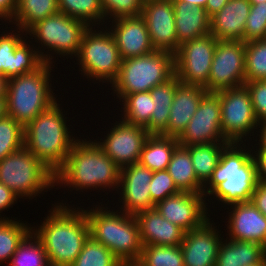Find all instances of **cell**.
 Listing matches in <instances>:
<instances>
[{
  "instance_id": "49",
  "label": "cell",
  "mask_w": 266,
  "mask_h": 266,
  "mask_svg": "<svg viewBox=\"0 0 266 266\" xmlns=\"http://www.w3.org/2000/svg\"><path fill=\"white\" fill-rule=\"evenodd\" d=\"M257 131L258 133L255 132V134L257 136H255L256 140L254 139V136H253V141L251 142L252 144H254V146L250 143V146H252L251 148L252 149H266V121H263V122H260L258 124V127H257ZM260 128V129H259ZM259 136V137H258ZM259 140H258V138ZM258 141V142H257ZM254 142V143H253ZM257 143V144H256ZM258 145V146H256ZM255 147V148H254Z\"/></svg>"
},
{
  "instance_id": "12",
  "label": "cell",
  "mask_w": 266,
  "mask_h": 266,
  "mask_svg": "<svg viewBox=\"0 0 266 266\" xmlns=\"http://www.w3.org/2000/svg\"><path fill=\"white\" fill-rule=\"evenodd\" d=\"M218 40L208 34L188 40L174 54L175 75L186 85L202 86L208 91V80Z\"/></svg>"
},
{
  "instance_id": "32",
  "label": "cell",
  "mask_w": 266,
  "mask_h": 266,
  "mask_svg": "<svg viewBox=\"0 0 266 266\" xmlns=\"http://www.w3.org/2000/svg\"><path fill=\"white\" fill-rule=\"evenodd\" d=\"M57 0H18L17 10L10 25L27 32L46 17L57 13Z\"/></svg>"
},
{
  "instance_id": "55",
  "label": "cell",
  "mask_w": 266,
  "mask_h": 266,
  "mask_svg": "<svg viewBox=\"0 0 266 266\" xmlns=\"http://www.w3.org/2000/svg\"><path fill=\"white\" fill-rule=\"evenodd\" d=\"M45 266H63V265H60L58 263H53V262L48 261Z\"/></svg>"
},
{
  "instance_id": "1",
  "label": "cell",
  "mask_w": 266,
  "mask_h": 266,
  "mask_svg": "<svg viewBox=\"0 0 266 266\" xmlns=\"http://www.w3.org/2000/svg\"><path fill=\"white\" fill-rule=\"evenodd\" d=\"M92 140L80 138L73 144L63 166L54 174L55 186H61L55 189L67 186L80 192L88 189L117 192L121 168Z\"/></svg>"
},
{
  "instance_id": "21",
  "label": "cell",
  "mask_w": 266,
  "mask_h": 266,
  "mask_svg": "<svg viewBox=\"0 0 266 266\" xmlns=\"http://www.w3.org/2000/svg\"><path fill=\"white\" fill-rule=\"evenodd\" d=\"M230 207V209H229ZM227 206V239L258 243L266 248V217L251 201Z\"/></svg>"
},
{
  "instance_id": "31",
  "label": "cell",
  "mask_w": 266,
  "mask_h": 266,
  "mask_svg": "<svg viewBox=\"0 0 266 266\" xmlns=\"http://www.w3.org/2000/svg\"><path fill=\"white\" fill-rule=\"evenodd\" d=\"M229 142H212L185 146L190 153L197 179L205 185L216 168L223 149Z\"/></svg>"
},
{
  "instance_id": "39",
  "label": "cell",
  "mask_w": 266,
  "mask_h": 266,
  "mask_svg": "<svg viewBox=\"0 0 266 266\" xmlns=\"http://www.w3.org/2000/svg\"><path fill=\"white\" fill-rule=\"evenodd\" d=\"M139 260L145 266H184L183 252L180 246H143Z\"/></svg>"
},
{
  "instance_id": "40",
  "label": "cell",
  "mask_w": 266,
  "mask_h": 266,
  "mask_svg": "<svg viewBox=\"0 0 266 266\" xmlns=\"http://www.w3.org/2000/svg\"><path fill=\"white\" fill-rule=\"evenodd\" d=\"M24 146V126L11 116L0 119V161Z\"/></svg>"
},
{
  "instance_id": "20",
  "label": "cell",
  "mask_w": 266,
  "mask_h": 266,
  "mask_svg": "<svg viewBox=\"0 0 266 266\" xmlns=\"http://www.w3.org/2000/svg\"><path fill=\"white\" fill-rule=\"evenodd\" d=\"M211 219L202 226L185 232L180 245L184 266H215L224 234L221 237V230L217 229L216 223Z\"/></svg>"
},
{
  "instance_id": "42",
  "label": "cell",
  "mask_w": 266,
  "mask_h": 266,
  "mask_svg": "<svg viewBox=\"0 0 266 266\" xmlns=\"http://www.w3.org/2000/svg\"><path fill=\"white\" fill-rule=\"evenodd\" d=\"M263 38H266V1L251 4L244 32V42Z\"/></svg>"
},
{
  "instance_id": "30",
  "label": "cell",
  "mask_w": 266,
  "mask_h": 266,
  "mask_svg": "<svg viewBox=\"0 0 266 266\" xmlns=\"http://www.w3.org/2000/svg\"><path fill=\"white\" fill-rule=\"evenodd\" d=\"M178 145L175 137L150 134L143 145L139 162L153 172L166 170Z\"/></svg>"
},
{
  "instance_id": "46",
  "label": "cell",
  "mask_w": 266,
  "mask_h": 266,
  "mask_svg": "<svg viewBox=\"0 0 266 266\" xmlns=\"http://www.w3.org/2000/svg\"><path fill=\"white\" fill-rule=\"evenodd\" d=\"M250 201L266 217V183H257Z\"/></svg>"
},
{
  "instance_id": "6",
  "label": "cell",
  "mask_w": 266,
  "mask_h": 266,
  "mask_svg": "<svg viewBox=\"0 0 266 266\" xmlns=\"http://www.w3.org/2000/svg\"><path fill=\"white\" fill-rule=\"evenodd\" d=\"M54 66L44 62L35 71L6 81L8 116L25 126L59 100L51 88Z\"/></svg>"
},
{
  "instance_id": "53",
  "label": "cell",
  "mask_w": 266,
  "mask_h": 266,
  "mask_svg": "<svg viewBox=\"0 0 266 266\" xmlns=\"http://www.w3.org/2000/svg\"><path fill=\"white\" fill-rule=\"evenodd\" d=\"M118 266H145L140 260L120 261Z\"/></svg>"
},
{
  "instance_id": "10",
  "label": "cell",
  "mask_w": 266,
  "mask_h": 266,
  "mask_svg": "<svg viewBox=\"0 0 266 266\" xmlns=\"http://www.w3.org/2000/svg\"><path fill=\"white\" fill-rule=\"evenodd\" d=\"M0 183L32 200L55 188V175L23 146L0 161Z\"/></svg>"
},
{
  "instance_id": "2",
  "label": "cell",
  "mask_w": 266,
  "mask_h": 266,
  "mask_svg": "<svg viewBox=\"0 0 266 266\" xmlns=\"http://www.w3.org/2000/svg\"><path fill=\"white\" fill-rule=\"evenodd\" d=\"M247 145L229 143L223 149L219 162L202 191L210 204L214 198V202L218 200V204L222 203L224 207L251 200L258 177L253 149L249 146L250 143Z\"/></svg>"
},
{
  "instance_id": "56",
  "label": "cell",
  "mask_w": 266,
  "mask_h": 266,
  "mask_svg": "<svg viewBox=\"0 0 266 266\" xmlns=\"http://www.w3.org/2000/svg\"><path fill=\"white\" fill-rule=\"evenodd\" d=\"M251 4H259L261 2H265L266 0H249Z\"/></svg>"
},
{
  "instance_id": "29",
  "label": "cell",
  "mask_w": 266,
  "mask_h": 266,
  "mask_svg": "<svg viewBox=\"0 0 266 266\" xmlns=\"http://www.w3.org/2000/svg\"><path fill=\"white\" fill-rule=\"evenodd\" d=\"M166 170L181 192L202 193L204 185L195 175L189 150L185 146L175 148Z\"/></svg>"
},
{
  "instance_id": "51",
  "label": "cell",
  "mask_w": 266,
  "mask_h": 266,
  "mask_svg": "<svg viewBox=\"0 0 266 266\" xmlns=\"http://www.w3.org/2000/svg\"><path fill=\"white\" fill-rule=\"evenodd\" d=\"M8 115L6 93L0 94V119Z\"/></svg>"
},
{
  "instance_id": "3",
  "label": "cell",
  "mask_w": 266,
  "mask_h": 266,
  "mask_svg": "<svg viewBox=\"0 0 266 266\" xmlns=\"http://www.w3.org/2000/svg\"><path fill=\"white\" fill-rule=\"evenodd\" d=\"M47 217L31 230L40 239L50 262L71 266L90 236L83 208L61 202L52 204Z\"/></svg>"
},
{
  "instance_id": "4",
  "label": "cell",
  "mask_w": 266,
  "mask_h": 266,
  "mask_svg": "<svg viewBox=\"0 0 266 266\" xmlns=\"http://www.w3.org/2000/svg\"><path fill=\"white\" fill-rule=\"evenodd\" d=\"M59 103L56 101L24 126V146L54 174L63 166L73 144L80 138L71 134L68 126L72 125L67 124L70 120L65 117L67 112Z\"/></svg>"
},
{
  "instance_id": "45",
  "label": "cell",
  "mask_w": 266,
  "mask_h": 266,
  "mask_svg": "<svg viewBox=\"0 0 266 266\" xmlns=\"http://www.w3.org/2000/svg\"><path fill=\"white\" fill-rule=\"evenodd\" d=\"M18 199L19 197L11 189L0 183V220L10 219V216L7 217L6 215H1V213L12 208L13 205L17 203Z\"/></svg>"
},
{
  "instance_id": "7",
  "label": "cell",
  "mask_w": 266,
  "mask_h": 266,
  "mask_svg": "<svg viewBox=\"0 0 266 266\" xmlns=\"http://www.w3.org/2000/svg\"><path fill=\"white\" fill-rule=\"evenodd\" d=\"M88 28L89 26L83 21L58 11L36 23L26 32V35H29L27 38H30L31 42L37 43H33V46L44 62L55 65L53 59H56L57 55L60 58L66 57L67 62L68 58L76 57L83 35ZM54 54H56L55 57Z\"/></svg>"
},
{
  "instance_id": "35",
  "label": "cell",
  "mask_w": 266,
  "mask_h": 266,
  "mask_svg": "<svg viewBox=\"0 0 266 266\" xmlns=\"http://www.w3.org/2000/svg\"><path fill=\"white\" fill-rule=\"evenodd\" d=\"M17 220V221H16ZM17 218L0 220V265L8 263L19 243L31 231V224Z\"/></svg>"
},
{
  "instance_id": "13",
  "label": "cell",
  "mask_w": 266,
  "mask_h": 266,
  "mask_svg": "<svg viewBox=\"0 0 266 266\" xmlns=\"http://www.w3.org/2000/svg\"><path fill=\"white\" fill-rule=\"evenodd\" d=\"M7 27L0 31V76L5 81L35 71L44 63L26 32L13 25L8 32Z\"/></svg>"
},
{
  "instance_id": "37",
  "label": "cell",
  "mask_w": 266,
  "mask_h": 266,
  "mask_svg": "<svg viewBox=\"0 0 266 266\" xmlns=\"http://www.w3.org/2000/svg\"><path fill=\"white\" fill-rule=\"evenodd\" d=\"M266 80V38L245 42V82Z\"/></svg>"
},
{
  "instance_id": "47",
  "label": "cell",
  "mask_w": 266,
  "mask_h": 266,
  "mask_svg": "<svg viewBox=\"0 0 266 266\" xmlns=\"http://www.w3.org/2000/svg\"><path fill=\"white\" fill-rule=\"evenodd\" d=\"M18 0H0V21L10 23L17 10ZM4 20V21H3Z\"/></svg>"
},
{
  "instance_id": "19",
  "label": "cell",
  "mask_w": 266,
  "mask_h": 266,
  "mask_svg": "<svg viewBox=\"0 0 266 266\" xmlns=\"http://www.w3.org/2000/svg\"><path fill=\"white\" fill-rule=\"evenodd\" d=\"M141 16L147 25L154 50L175 54L180 44L176 37L172 0H144Z\"/></svg>"
},
{
  "instance_id": "33",
  "label": "cell",
  "mask_w": 266,
  "mask_h": 266,
  "mask_svg": "<svg viewBox=\"0 0 266 266\" xmlns=\"http://www.w3.org/2000/svg\"><path fill=\"white\" fill-rule=\"evenodd\" d=\"M57 5L60 12L83 21L89 27L106 24L101 0H57Z\"/></svg>"
},
{
  "instance_id": "14",
  "label": "cell",
  "mask_w": 266,
  "mask_h": 266,
  "mask_svg": "<svg viewBox=\"0 0 266 266\" xmlns=\"http://www.w3.org/2000/svg\"><path fill=\"white\" fill-rule=\"evenodd\" d=\"M245 85V42L218 40L212 59L207 92Z\"/></svg>"
},
{
  "instance_id": "43",
  "label": "cell",
  "mask_w": 266,
  "mask_h": 266,
  "mask_svg": "<svg viewBox=\"0 0 266 266\" xmlns=\"http://www.w3.org/2000/svg\"><path fill=\"white\" fill-rule=\"evenodd\" d=\"M150 197L152 204L164 200L166 197L178 194L181 192L175 185L174 180L167 172V170H160L153 172L152 180L150 181Z\"/></svg>"
},
{
  "instance_id": "23",
  "label": "cell",
  "mask_w": 266,
  "mask_h": 266,
  "mask_svg": "<svg viewBox=\"0 0 266 266\" xmlns=\"http://www.w3.org/2000/svg\"><path fill=\"white\" fill-rule=\"evenodd\" d=\"M206 89L198 85H186L180 81L170 107L169 122L161 135L178 138L197 110Z\"/></svg>"
},
{
  "instance_id": "17",
  "label": "cell",
  "mask_w": 266,
  "mask_h": 266,
  "mask_svg": "<svg viewBox=\"0 0 266 266\" xmlns=\"http://www.w3.org/2000/svg\"><path fill=\"white\" fill-rule=\"evenodd\" d=\"M208 206L203 193L179 192L166 197L154 208L164 219L187 232L202 226L210 219L209 213L213 214V212Z\"/></svg>"
},
{
  "instance_id": "57",
  "label": "cell",
  "mask_w": 266,
  "mask_h": 266,
  "mask_svg": "<svg viewBox=\"0 0 266 266\" xmlns=\"http://www.w3.org/2000/svg\"><path fill=\"white\" fill-rule=\"evenodd\" d=\"M253 266H266V261L264 263H260L258 265H253Z\"/></svg>"
},
{
  "instance_id": "50",
  "label": "cell",
  "mask_w": 266,
  "mask_h": 266,
  "mask_svg": "<svg viewBox=\"0 0 266 266\" xmlns=\"http://www.w3.org/2000/svg\"><path fill=\"white\" fill-rule=\"evenodd\" d=\"M229 0H207L205 10L208 15L212 17L218 11H220Z\"/></svg>"
},
{
  "instance_id": "38",
  "label": "cell",
  "mask_w": 266,
  "mask_h": 266,
  "mask_svg": "<svg viewBox=\"0 0 266 266\" xmlns=\"http://www.w3.org/2000/svg\"><path fill=\"white\" fill-rule=\"evenodd\" d=\"M120 260L104 245L91 236L71 266H118Z\"/></svg>"
},
{
  "instance_id": "22",
  "label": "cell",
  "mask_w": 266,
  "mask_h": 266,
  "mask_svg": "<svg viewBox=\"0 0 266 266\" xmlns=\"http://www.w3.org/2000/svg\"><path fill=\"white\" fill-rule=\"evenodd\" d=\"M106 25L109 26L106 27L116 42L122 60L140 57L154 51L147 25L141 15L119 18L109 21Z\"/></svg>"
},
{
  "instance_id": "48",
  "label": "cell",
  "mask_w": 266,
  "mask_h": 266,
  "mask_svg": "<svg viewBox=\"0 0 266 266\" xmlns=\"http://www.w3.org/2000/svg\"><path fill=\"white\" fill-rule=\"evenodd\" d=\"M257 167L258 182L266 183V149L252 150Z\"/></svg>"
},
{
  "instance_id": "15",
  "label": "cell",
  "mask_w": 266,
  "mask_h": 266,
  "mask_svg": "<svg viewBox=\"0 0 266 266\" xmlns=\"http://www.w3.org/2000/svg\"><path fill=\"white\" fill-rule=\"evenodd\" d=\"M111 125L106 136L100 137V141L99 136L94 140L96 144L120 168L139 162L143 145L150 135L147 129L122 119Z\"/></svg>"
},
{
  "instance_id": "28",
  "label": "cell",
  "mask_w": 266,
  "mask_h": 266,
  "mask_svg": "<svg viewBox=\"0 0 266 266\" xmlns=\"http://www.w3.org/2000/svg\"><path fill=\"white\" fill-rule=\"evenodd\" d=\"M178 77L174 75L163 84L150 90L153 99V113L150 122L145 126L150 134H161L168 126L170 107L172 105Z\"/></svg>"
},
{
  "instance_id": "27",
  "label": "cell",
  "mask_w": 266,
  "mask_h": 266,
  "mask_svg": "<svg viewBox=\"0 0 266 266\" xmlns=\"http://www.w3.org/2000/svg\"><path fill=\"white\" fill-rule=\"evenodd\" d=\"M266 261V248L258 243L225 238L215 266H253Z\"/></svg>"
},
{
  "instance_id": "41",
  "label": "cell",
  "mask_w": 266,
  "mask_h": 266,
  "mask_svg": "<svg viewBox=\"0 0 266 266\" xmlns=\"http://www.w3.org/2000/svg\"><path fill=\"white\" fill-rule=\"evenodd\" d=\"M105 21L141 15L144 0H101ZM110 19V20H109Z\"/></svg>"
},
{
  "instance_id": "5",
  "label": "cell",
  "mask_w": 266,
  "mask_h": 266,
  "mask_svg": "<svg viewBox=\"0 0 266 266\" xmlns=\"http://www.w3.org/2000/svg\"><path fill=\"white\" fill-rule=\"evenodd\" d=\"M95 204L93 209L83 208L89 223L90 236L107 247L120 261L139 260L143 243L135 216L115 210L114 207L110 209L106 203Z\"/></svg>"
},
{
  "instance_id": "26",
  "label": "cell",
  "mask_w": 266,
  "mask_h": 266,
  "mask_svg": "<svg viewBox=\"0 0 266 266\" xmlns=\"http://www.w3.org/2000/svg\"><path fill=\"white\" fill-rule=\"evenodd\" d=\"M178 43L198 39L210 34V19L207 11L183 1H172Z\"/></svg>"
},
{
  "instance_id": "18",
  "label": "cell",
  "mask_w": 266,
  "mask_h": 266,
  "mask_svg": "<svg viewBox=\"0 0 266 266\" xmlns=\"http://www.w3.org/2000/svg\"><path fill=\"white\" fill-rule=\"evenodd\" d=\"M152 177L153 171L140 162L121 168L117 194L122 205L117 209L130 215L153 209L149 190Z\"/></svg>"
},
{
  "instance_id": "24",
  "label": "cell",
  "mask_w": 266,
  "mask_h": 266,
  "mask_svg": "<svg viewBox=\"0 0 266 266\" xmlns=\"http://www.w3.org/2000/svg\"><path fill=\"white\" fill-rule=\"evenodd\" d=\"M134 216L138 223L143 246H180L183 242L185 231L164 219L155 208L141 211Z\"/></svg>"
},
{
  "instance_id": "54",
  "label": "cell",
  "mask_w": 266,
  "mask_h": 266,
  "mask_svg": "<svg viewBox=\"0 0 266 266\" xmlns=\"http://www.w3.org/2000/svg\"><path fill=\"white\" fill-rule=\"evenodd\" d=\"M6 81L0 76V94L5 93Z\"/></svg>"
},
{
  "instance_id": "9",
  "label": "cell",
  "mask_w": 266,
  "mask_h": 266,
  "mask_svg": "<svg viewBox=\"0 0 266 266\" xmlns=\"http://www.w3.org/2000/svg\"><path fill=\"white\" fill-rule=\"evenodd\" d=\"M104 28L91 26L85 31L75 64L87 81L111 85L117 78L122 57L112 34L106 25Z\"/></svg>"
},
{
  "instance_id": "36",
  "label": "cell",
  "mask_w": 266,
  "mask_h": 266,
  "mask_svg": "<svg viewBox=\"0 0 266 266\" xmlns=\"http://www.w3.org/2000/svg\"><path fill=\"white\" fill-rule=\"evenodd\" d=\"M47 262L43 244L31 230L19 243L8 266H45Z\"/></svg>"
},
{
  "instance_id": "8",
  "label": "cell",
  "mask_w": 266,
  "mask_h": 266,
  "mask_svg": "<svg viewBox=\"0 0 266 266\" xmlns=\"http://www.w3.org/2000/svg\"><path fill=\"white\" fill-rule=\"evenodd\" d=\"M175 75L174 54L153 52L122 60L117 78L112 82L113 95L121 101L126 95L148 92Z\"/></svg>"
},
{
  "instance_id": "52",
  "label": "cell",
  "mask_w": 266,
  "mask_h": 266,
  "mask_svg": "<svg viewBox=\"0 0 266 266\" xmlns=\"http://www.w3.org/2000/svg\"><path fill=\"white\" fill-rule=\"evenodd\" d=\"M172 1H183L190 6L201 7L203 9H205L207 3V0H172Z\"/></svg>"
},
{
  "instance_id": "44",
  "label": "cell",
  "mask_w": 266,
  "mask_h": 266,
  "mask_svg": "<svg viewBox=\"0 0 266 266\" xmlns=\"http://www.w3.org/2000/svg\"><path fill=\"white\" fill-rule=\"evenodd\" d=\"M245 87L250 93L257 121L259 123L266 121V80L245 82Z\"/></svg>"
},
{
  "instance_id": "11",
  "label": "cell",
  "mask_w": 266,
  "mask_h": 266,
  "mask_svg": "<svg viewBox=\"0 0 266 266\" xmlns=\"http://www.w3.org/2000/svg\"><path fill=\"white\" fill-rule=\"evenodd\" d=\"M219 97L224 138L229 143H246V140L250 143L251 136L256 135L254 132L257 131L259 122L254 114L248 89L243 85L223 90L219 92Z\"/></svg>"
},
{
  "instance_id": "16",
  "label": "cell",
  "mask_w": 266,
  "mask_h": 266,
  "mask_svg": "<svg viewBox=\"0 0 266 266\" xmlns=\"http://www.w3.org/2000/svg\"><path fill=\"white\" fill-rule=\"evenodd\" d=\"M179 145L228 142L221 130V102L219 92H206L190 122L177 138Z\"/></svg>"
},
{
  "instance_id": "34",
  "label": "cell",
  "mask_w": 266,
  "mask_h": 266,
  "mask_svg": "<svg viewBox=\"0 0 266 266\" xmlns=\"http://www.w3.org/2000/svg\"><path fill=\"white\" fill-rule=\"evenodd\" d=\"M118 102H120L121 110H124L120 111L123 113L119 114L122 120L143 127L150 122L153 113V99L150 91L126 95Z\"/></svg>"
},
{
  "instance_id": "25",
  "label": "cell",
  "mask_w": 266,
  "mask_h": 266,
  "mask_svg": "<svg viewBox=\"0 0 266 266\" xmlns=\"http://www.w3.org/2000/svg\"><path fill=\"white\" fill-rule=\"evenodd\" d=\"M249 0H229L210 19V34L217 40H242L247 17L250 13Z\"/></svg>"
}]
</instances>
